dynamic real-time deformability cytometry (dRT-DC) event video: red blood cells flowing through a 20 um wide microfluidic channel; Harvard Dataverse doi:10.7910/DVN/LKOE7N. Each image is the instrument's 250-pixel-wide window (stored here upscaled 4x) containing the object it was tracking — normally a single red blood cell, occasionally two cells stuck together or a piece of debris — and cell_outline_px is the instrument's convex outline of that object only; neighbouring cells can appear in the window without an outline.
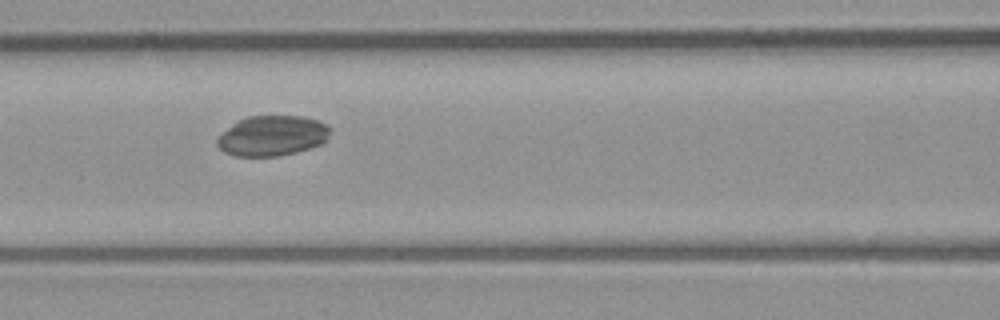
{"species": "common noctule bat (a hibernating species)", "species_latin": "Nyctalus noctula", "temperature_condition": "room temperature", "stored_images_in_passage": 8, "camera_frame_rate_fps": 3000, "um_per_image_px": 0.085, "animal": {"sex": "male", "body_mass_g": 23.1, "forearm_length_mm": 52.7}, "frame": {"image": 1, "passage_image": 7, "time_ms": 7.0, "image_size_px": [1000, 320], "cell_outline_px": [[332, 128], [328, 140], [320, 144], [296, 152], [276, 156], [236, 156], [224, 152], [216, 144], [216, 136], [232, 124], [248, 116], [304, 116], [320, 120], [328, 124]], "centroid_in_image_um": [23.16, 11.53], "position_along_channel_um": 143.4, "area_um2": 26.82}}
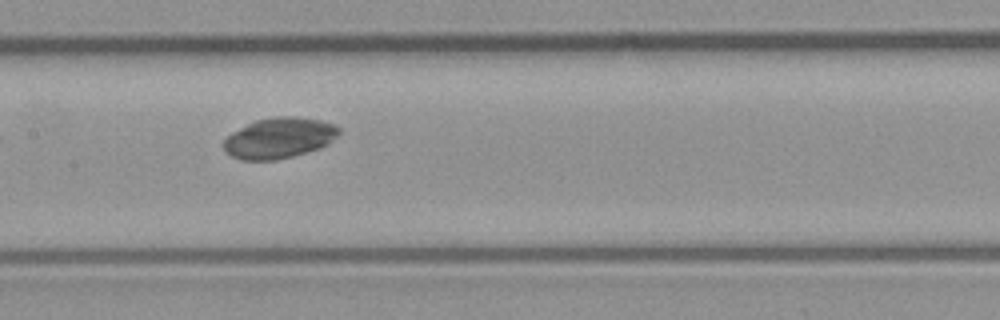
{"frame": {"image": 2, "passage_image": 8, "time_ms": 8.0, "image_size_px": [1000, 320], "cell_outline_px": [[340, 132], [328, 144], [320, 148], [292, 156], [276, 160], [244, 160], [232, 156], [224, 148], [224, 140], [232, 132], [256, 120], [272, 116], [296, 116], [320, 120], [336, 124], [340, 128]], "centroid_in_image_um": [23.76, 11.71], "position_along_channel_um": 183.6, "area_um2": 27.22}}